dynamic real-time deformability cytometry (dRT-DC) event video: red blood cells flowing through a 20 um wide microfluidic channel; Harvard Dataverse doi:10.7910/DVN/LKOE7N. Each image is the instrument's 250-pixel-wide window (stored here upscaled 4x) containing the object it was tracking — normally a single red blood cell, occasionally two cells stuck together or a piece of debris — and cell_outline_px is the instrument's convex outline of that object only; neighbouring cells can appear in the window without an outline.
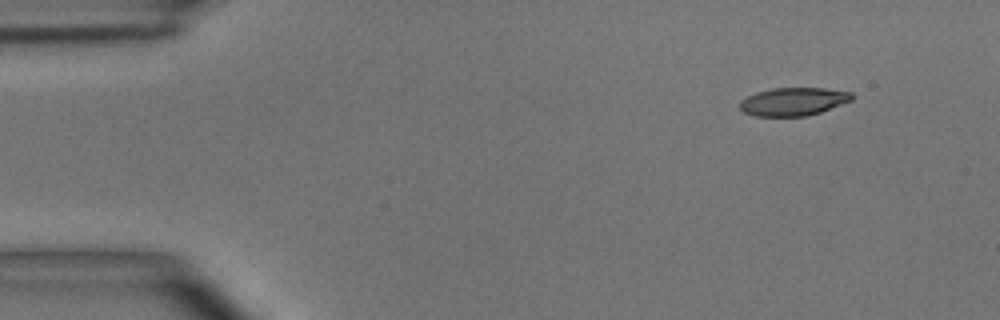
{"species": "common noctule bat (a hibernating species)", "species_latin": "Nyctalus noctula", "temperature_condition": "room temperature", "stored_images_in_passage": 5, "camera_frame_rate_fps": 3000, "um_per_image_px": 0.085, "animal": {"sex": "male", "body_mass_g": 15.6}, "frame": {"image": 1, "passage_image": 1, "time_ms": 0.0, "image_size_px": [1000, 320], "cell_outline_px": [[856, 96], [852, 100], [820, 112], [808, 116], [756, 116], [744, 112], [740, 108], [740, 100], [756, 92], [772, 88], [824, 88], [852, 92]], "centroid_in_image_um": [67.46, 8.63], "position_along_channel_um": 17.5, "area_um2": 18.38}}
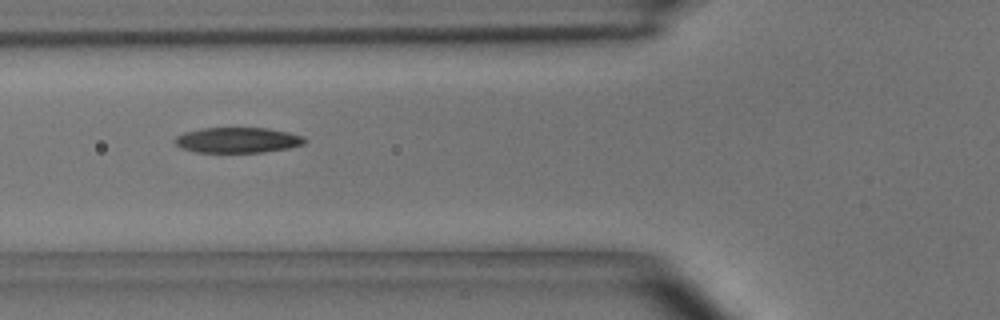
{"frame": {"image": 2, "passage_image": 5, "time_ms": 4.667, "image_size_px": [1000, 320], "cell_outline_px": [[308, 140], [304, 144], [288, 148], [264, 152], [196, 152], [180, 148], [172, 140], [176, 136], [184, 132], [200, 128], [268, 128], [288, 132], [304, 136]], "centroid_in_image_um": [20.19, 11.9], "position_along_channel_um": 105.6, "area_um2": 19.42}}